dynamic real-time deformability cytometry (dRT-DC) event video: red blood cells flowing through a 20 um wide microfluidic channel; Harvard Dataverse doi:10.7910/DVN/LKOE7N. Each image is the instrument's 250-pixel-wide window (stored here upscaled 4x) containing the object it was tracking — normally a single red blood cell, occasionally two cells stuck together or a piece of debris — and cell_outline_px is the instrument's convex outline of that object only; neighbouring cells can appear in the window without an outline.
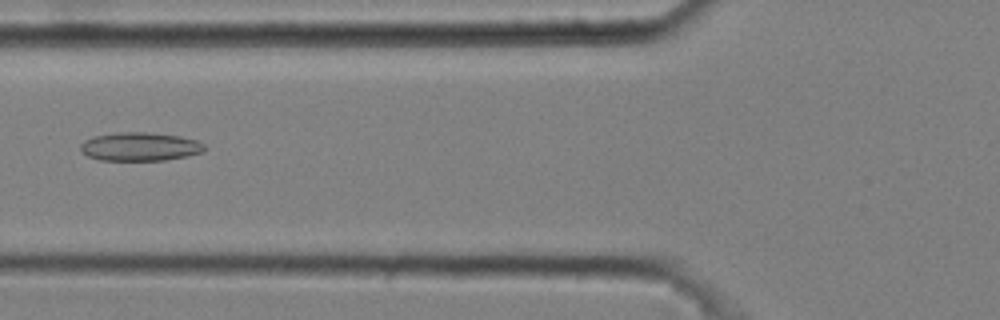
{"species": "common noctule bat (a hibernating species)", "species_latin": "Nyctalus noctula", "temperature_condition": "cold", "stored_images_in_passage": 6, "camera_frame_rate_fps": 3000, "um_per_image_px": 0.085, "animal": {"sex": "male", "body_mass_g": 20.4}, "frame": {"image": 1, "passage_image": 6, "time_ms": 1.667, "image_size_px": [1000, 320], "cell_outline_px": [[204, 152], [164, 160], [100, 160], [88, 156], [80, 152], [80, 144], [84, 140], [92, 136], [120, 132], [148, 132], [180, 136], [196, 140], [204, 144]], "centroid_in_image_um": [11.85, 12.46], "position_along_channel_um": 114.0, "area_um2": 20.63}}